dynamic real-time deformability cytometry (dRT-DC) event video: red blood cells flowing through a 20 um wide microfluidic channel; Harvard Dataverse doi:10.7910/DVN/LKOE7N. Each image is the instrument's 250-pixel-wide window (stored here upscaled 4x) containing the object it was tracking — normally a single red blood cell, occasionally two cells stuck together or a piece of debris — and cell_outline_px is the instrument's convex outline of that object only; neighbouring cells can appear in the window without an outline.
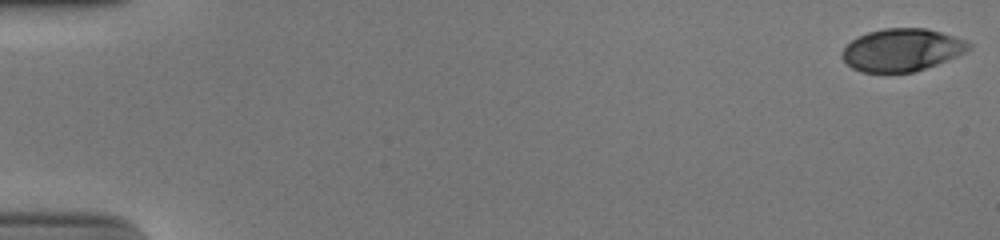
{"species": "human", "species_latin": "Homo sapiens", "temperature_condition": "cold", "stored_images_in_passage": 53, "camera_frame_rate_fps": 3000, "um_per_image_px": 0.085, "donor": {"sex": "male"}, "frame": {"image": 1, "passage_image": 1, "time_ms": 0.0, "image_size_px": [1000, 240], "cell_outline_px": [[972, 48], [956, 56], [936, 64], [912, 72], [860, 72], [852, 68], [840, 56], [840, 52], [852, 40], [868, 32], [884, 28], [924, 28], [940, 32], [968, 40], [972, 44]], "centroid_in_image_um": [76.65, 4.24], "position_along_channel_um": 8.3, "area_um2": 31.27}}
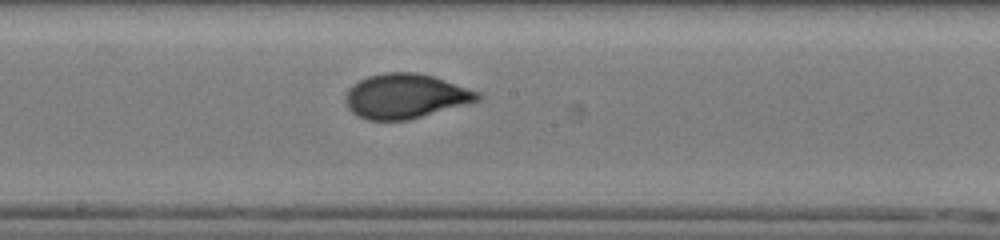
{"frame": {"image": 2, "passage_image": 30, "time_ms": 9.667, "image_size_px": [1000, 240], "cell_outline_px": [[484, 96], [480, 100], [408, 120], [368, 120], [356, 116], [348, 108], [344, 100], [344, 96], [348, 88], [360, 80], [368, 76], [384, 72], [416, 72], [432, 76], [480, 92]], "centroid_in_image_um": [34.43, 8.17], "position_along_channel_um": 213.8, "area_um2": 34.39}}
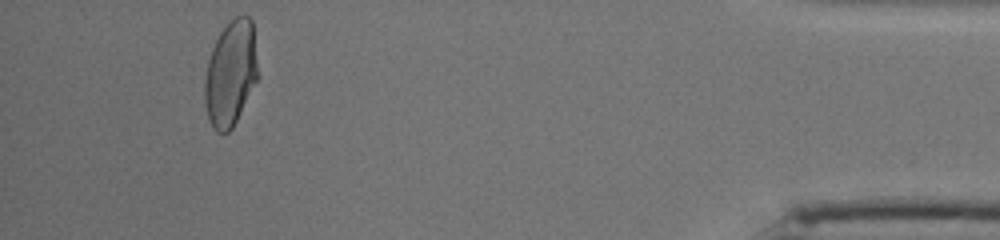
{"frame": {"image": 3, "passage_image": 50, "time_ms": 16.333, "image_size_px": [1000, 240], "cell_outline_px": [[256, 80], [232, 128], [228, 132], [216, 132], [208, 120], [204, 104], [204, 80], [208, 60], [212, 48], [220, 32], [236, 16], [248, 16], [252, 20], [256, 64]], "centroid_in_image_um": [19.55, 6.27], "position_along_channel_um": 415.6, "area_um2": 31.96}, "authors_computed_cell_mechanics": {"area_um2": 33.235, "velocity_mm_per_s": 3.9114, "shape_relaxation_time_tau1_ms": 5.6473, "shape_relaxation_time_tau2_ms": null, "deformation_change_tau1": 0.1906, "deformation_change_tau2": null}}